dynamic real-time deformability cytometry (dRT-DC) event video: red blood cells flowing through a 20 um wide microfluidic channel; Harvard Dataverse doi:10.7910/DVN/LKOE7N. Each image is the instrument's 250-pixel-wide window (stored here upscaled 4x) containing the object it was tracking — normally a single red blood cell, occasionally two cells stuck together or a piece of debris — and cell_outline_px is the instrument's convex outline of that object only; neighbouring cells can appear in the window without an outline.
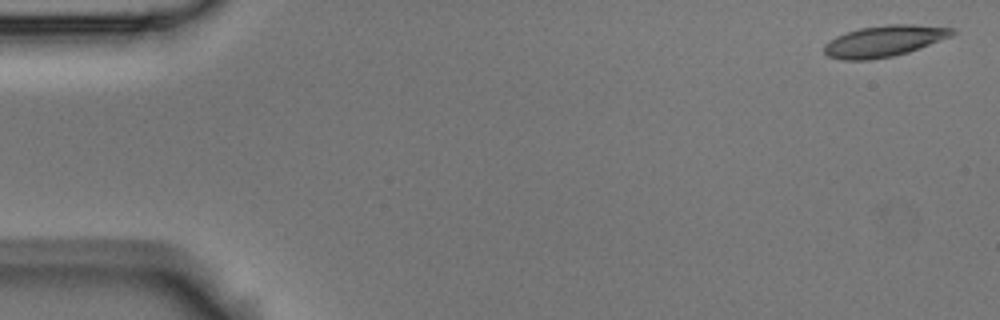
{"species": "Egyptian fruit bat (a non-hibernating species)", "species_latin": "Rousettus aegyptiacus", "temperature_condition": "room temperature", "stored_images_in_passage": 4, "camera_frame_rate_fps": 3000, "um_per_image_px": 0.085, "animal": {"sex": "male"}, "frame": {"image": 1, "passage_image": 1, "time_ms": 0.0, "image_size_px": [1000, 320], "cell_outline_px": [[956, 32], [952, 36], [920, 48], [908, 52], [892, 56], [872, 60], [844, 60], [828, 56], [824, 52], [824, 44], [836, 36], [860, 28], [888, 24], [912, 24], [952, 28]], "centroid_in_image_um": [75.15, 3.49], "position_along_channel_um": 9.8, "area_um2": 23.24}}